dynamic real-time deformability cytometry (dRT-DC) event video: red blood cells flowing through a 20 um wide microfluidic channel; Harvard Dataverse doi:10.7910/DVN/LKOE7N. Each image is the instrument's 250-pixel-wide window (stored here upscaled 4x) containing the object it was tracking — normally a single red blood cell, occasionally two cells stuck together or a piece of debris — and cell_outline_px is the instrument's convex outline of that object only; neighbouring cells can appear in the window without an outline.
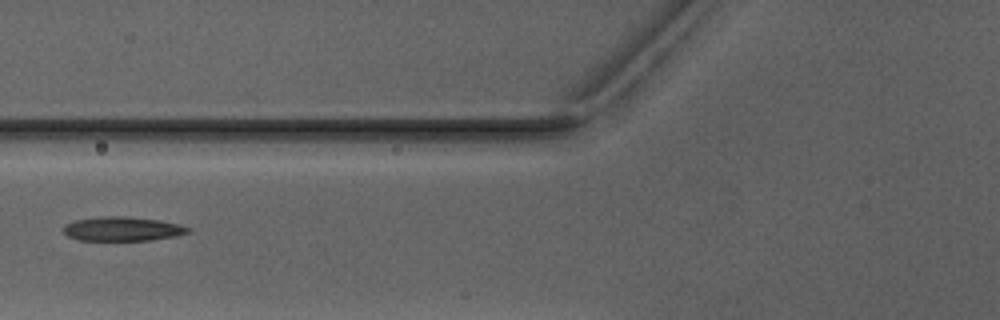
{"species": "Egyptian fruit bat (a non-hibernating species)", "species_latin": "Rousettus aegyptiacus", "temperature_condition": "warm", "stored_images_in_passage": 3, "camera_frame_rate_fps": 3000, "um_per_image_px": 0.085, "animal": {"sex": "male"}, "frame": {"image": 1, "passage_image": 3, "time_ms": 3.333, "image_size_px": [1000, 320], "cell_outline_px": [[192, 232], [176, 236], [152, 240], [80, 240], [68, 236], [64, 232], [64, 224], [76, 220], [100, 216], [128, 216], [160, 220], [180, 224], [192, 228]], "centroid_in_image_um": [10.47, 19.45], "position_along_channel_um": 115.3, "area_um2": 17.74}}